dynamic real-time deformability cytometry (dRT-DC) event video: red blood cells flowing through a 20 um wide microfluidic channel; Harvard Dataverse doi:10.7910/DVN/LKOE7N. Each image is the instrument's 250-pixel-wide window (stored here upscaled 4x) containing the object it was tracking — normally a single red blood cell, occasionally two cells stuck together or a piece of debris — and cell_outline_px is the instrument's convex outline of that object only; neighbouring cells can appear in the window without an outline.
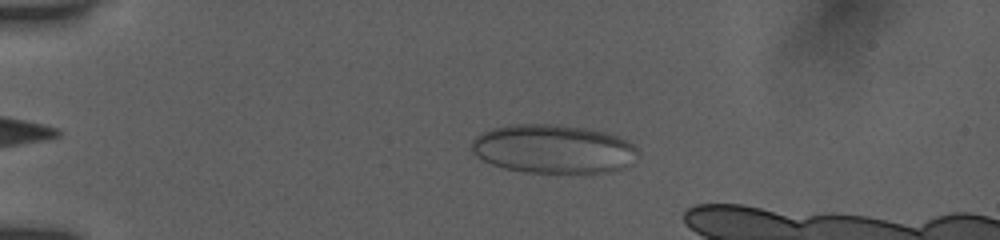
{"species": "human", "species_latin": "Homo sapiens", "temperature_condition": "room temperature", "stored_images_in_passage": 45, "camera_frame_rate_fps": 3000, "um_per_image_px": 0.085, "donor": {"sex": "female"}, "frame": {"image": 1, "passage_image": 9, "time_ms": 2.667, "image_size_px": [1000, 240], "cell_outline_px": [[640, 156], [632, 164], [624, 168], [584, 176], [524, 172], [504, 168], [492, 164], [472, 156], [472, 140], [476, 136], [492, 128], [512, 124], [552, 124], [584, 128], [604, 132], [628, 140], [640, 152]], "centroid_in_image_um": [47.07, 12.71], "position_along_channel_um": 37.9, "area_um2": 48.61}}
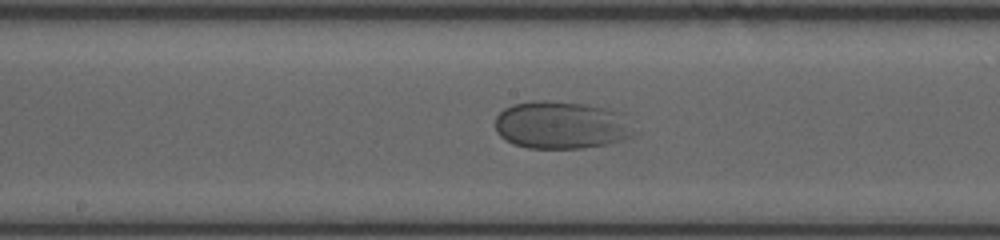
{"frame": {"image": 2, "passage_image": 26, "time_ms": 8.333, "image_size_px": [1000, 240], "cell_outline_px": [[640, 132], [624, 140], [608, 144], [584, 148], [528, 148], [512, 144], [504, 140], [496, 132], [496, 116], [504, 108], [512, 104], [532, 100], [552, 100], [588, 104], [608, 108], [624, 112]], "centroid_in_image_um": [47.8, 10.62], "position_along_channel_um": 200.4, "area_um2": 39.82}}
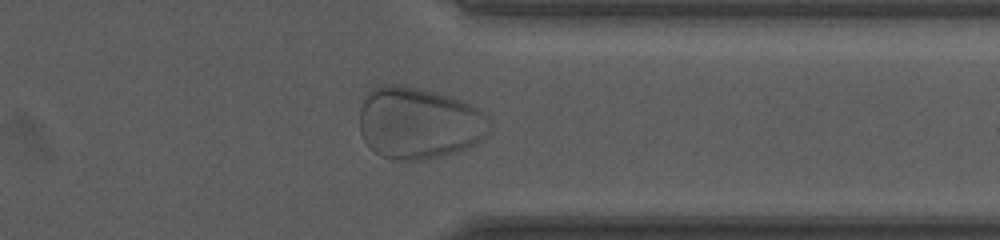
{"frame": {"image": 3, "passage_image": 40, "time_ms": 13.0, "image_size_px": [1000, 240], "cell_outline_px": [[488, 132], [476, 144], [468, 148], [444, 156], [424, 160], [396, 160], [380, 156], [364, 140], [360, 132], [360, 108], [368, 92], [372, 88], [384, 84], [400, 84], [424, 88], [464, 100], [488, 116]], "centroid_in_image_um": [35.59, 10.45], "position_along_channel_um": 375.8, "area_um2": 54.91}}